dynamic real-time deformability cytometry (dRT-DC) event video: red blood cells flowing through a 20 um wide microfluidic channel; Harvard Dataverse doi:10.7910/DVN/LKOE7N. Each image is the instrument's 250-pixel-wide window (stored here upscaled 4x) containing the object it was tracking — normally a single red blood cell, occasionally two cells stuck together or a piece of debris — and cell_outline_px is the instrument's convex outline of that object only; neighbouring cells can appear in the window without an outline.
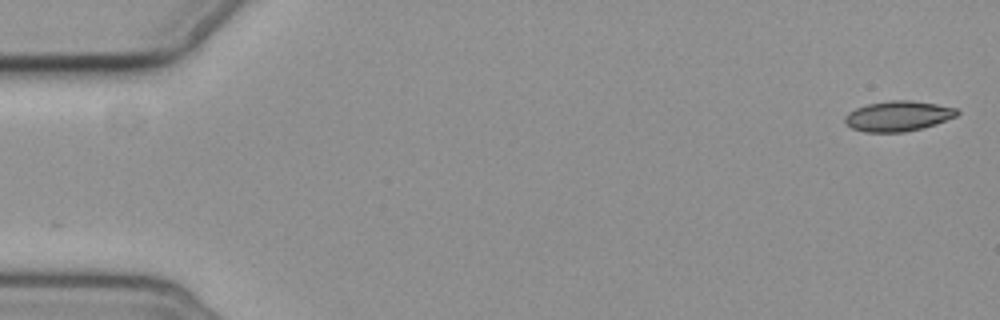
{"species": "common noctule bat (a hibernating species)", "species_latin": "Nyctalus noctula", "temperature_condition": "cold", "stored_images_in_passage": 6, "camera_frame_rate_fps": 3000, "um_per_image_px": 0.085, "animal": {"sex": "female", "body_mass_g": 19.3, "forearm_length_mm": 54.1}, "frame": {"image": 1, "passage_image": 1, "time_ms": 0.0, "image_size_px": [1000, 320], "cell_outline_px": [[960, 112], [956, 116], [936, 124], [924, 128], [904, 132], [864, 132], [852, 128], [844, 120], [844, 116], [848, 112], [856, 108], [868, 104], [888, 100], [912, 100], [936, 104], [956, 108]], "centroid_in_image_um": [76.34, 9.86], "position_along_channel_um": 8.7, "area_um2": 19.83}}
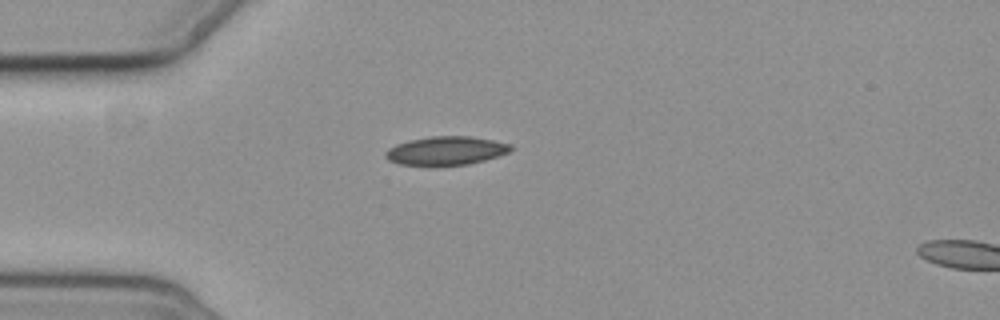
{"frame": {"image": 2, "passage_image": 5, "time_ms": 4.667, "image_size_px": [1000, 320], "cell_outline_px": [[512, 148], [508, 152], [484, 160], [468, 164], [432, 168], [428, 168], [400, 164], [388, 160], [384, 156], [384, 152], [388, 148], [396, 144], [408, 140], [432, 136], [472, 136], [512, 144]], "centroid_in_image_um": [37.83, 12.84], "position_along_channel_um": 47.2, "area_um2": 21.56}}